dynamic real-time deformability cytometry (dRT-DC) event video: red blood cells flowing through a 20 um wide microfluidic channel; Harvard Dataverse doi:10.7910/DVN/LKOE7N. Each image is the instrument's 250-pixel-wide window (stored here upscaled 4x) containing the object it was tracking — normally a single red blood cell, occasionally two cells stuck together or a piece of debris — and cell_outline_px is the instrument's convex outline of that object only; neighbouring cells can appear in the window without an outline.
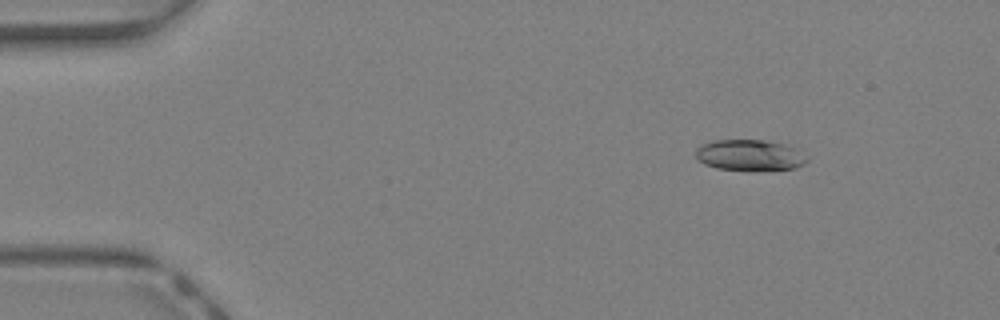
{"species": "Egyptian fruit bat (a non-hibernating species)", "species_latin": "Rousettus aegyptiacus", "temperature_condition": "warm", "stored_images_in_passage": 43, "camera_frame_rate_fps": 3000, "um_per_image_px": 0.085, "animal": {"sex": "female"}, "frame": {"image": 1, "passage_image": 6, "time_ms": 1.667, "image_size_px": [1000, 320], "cell_outline_px": [[808, 160], [804, 164], [796, 168], [752, 172], [748, 172], [716, 168], [704, 164], [696, 156], [696, 148], [712, 140], [764, 140], [784, 144], [808, 156]], "centroid_in_image_um": [63.73, 13.22], "position_along_channel_um": 21.3, "area_um2": 20.46}}
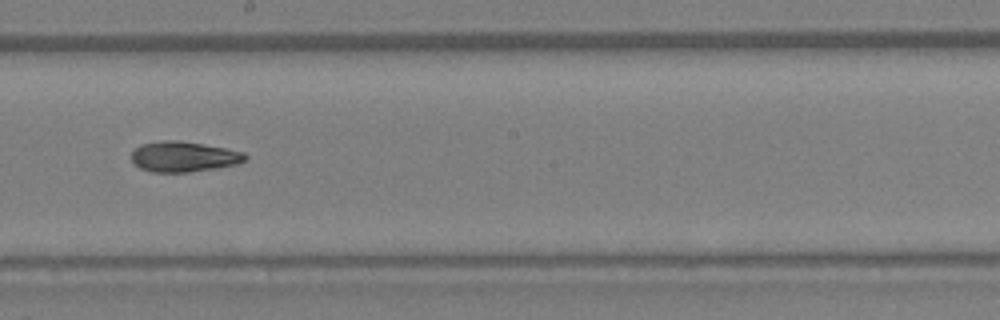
{"frame": {"image": 2, "passage_image": 25, "time_ms": 8.0, "image_size_px": [1000, 320], "cell_outline_px": [[248, 156], [244, 160], [236, 164], [188, 172], [152, 172], [140, 168], [132, 160], [132, 152], [140, 144], [164, 140], [180, 140], [204, 144], [244, 152]], "centroid_in_image_um": [15.59, 13.3], "position_along_channel_um": 232.6, "area_um2": 19.94}}
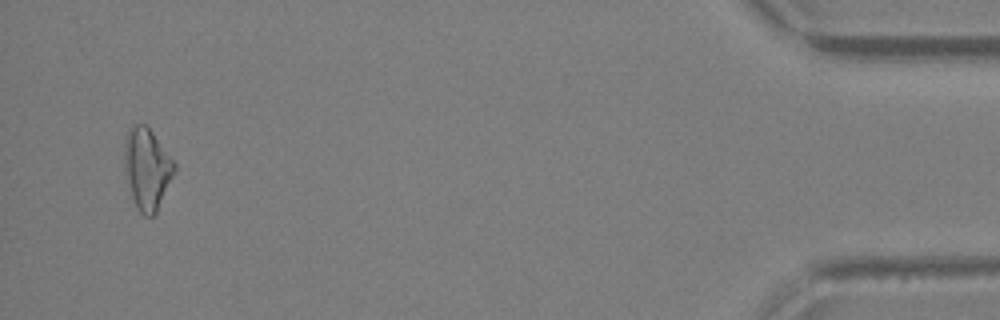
{"frame": {"image": 3, "passage_image": 42, "time_ms": 13.667, "image_size_px": [1000, 320], "cell_outline_px": [[176, 168], [156, 212], [152, 216], [144, 216], [136, 208], [124, 172], [124, 140], [132, 124], [144, 124], [152, 132], [176, 164]], "centroid_in_image_um": [12.46, 14.33], "position_along_channel_um": 422.7, "area_um2": 23.41}, "authors_computed_cell_mechanics": {"area_um2": 20.23, "velocity_mm_per_s": 4.7864, "shape_relaxation_time_tau1_ms": null, "shape_relaxation_time_tau2_ms": 8.3458, "deformation_change_tau1": null, "deformation_change_tau2": 0.2187}}